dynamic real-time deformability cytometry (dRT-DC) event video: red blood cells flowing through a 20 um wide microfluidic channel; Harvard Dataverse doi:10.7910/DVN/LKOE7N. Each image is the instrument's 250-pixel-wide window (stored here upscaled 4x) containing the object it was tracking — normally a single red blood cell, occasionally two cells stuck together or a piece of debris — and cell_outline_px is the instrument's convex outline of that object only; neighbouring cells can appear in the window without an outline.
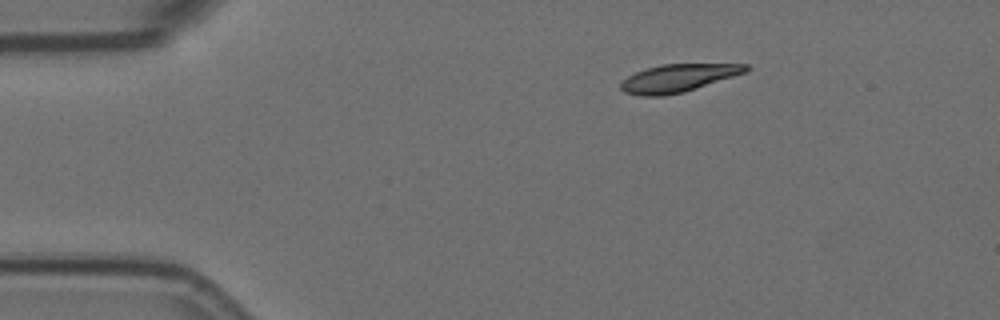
{"species": "Egyptian fruit bat (a non-hibernating species)", "species_latin": "Rousettus aegyptiacus", "temperature_condition": "room temperature", "stored_images_in_passage": 2, "camera_frame_rate_fps": 3000, "um_per_image_px": 0.085, "animal": {"sex": "female"}, "frame": {"image": 1, "passage_image": 2, "time_ms": 0.333, "image_size_px": [1000, 320], "cell_outline_px": [[748, 72], [684, 92], [660, 96], [640, 96], [624, 92], [620, 88], [620, 84], [628, 76], [636, 72], [660, 64], [748, 64]], "centroid_in_image_um": [57.65, 6.64], "position_along_channel_um": 27.4, "area_um2": 20.17}}